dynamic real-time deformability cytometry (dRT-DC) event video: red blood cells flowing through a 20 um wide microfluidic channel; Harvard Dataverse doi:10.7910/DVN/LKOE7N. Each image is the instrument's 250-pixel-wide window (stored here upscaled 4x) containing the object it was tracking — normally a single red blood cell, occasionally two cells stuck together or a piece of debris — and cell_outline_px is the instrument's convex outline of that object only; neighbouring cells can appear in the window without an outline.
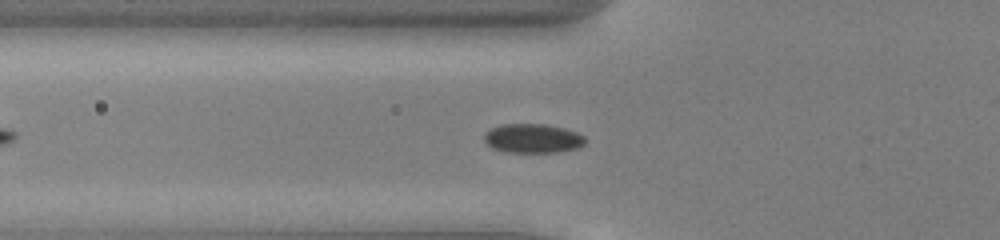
{"species": "common noctule bat (a hibernating species)", "species_latin": "Nyctalus noctula", "temperature_condition": "cold", "stored_images_in_passage": 39, "camera_frame_rate_fps": 3000, "um_per_image_px": 0.085, "animal": {"sex": "male", "body_mass_g": 13.0, "forearm_length_mm": 53.1}, "frame": {"image": 1, "passage_image": 12, "time_ms": 3.667, "image_size_px": [1000, 240], "cell_outline_px": [[584, 144], [576, 148], [556, 152], [504, 152], [492, 148], [484, 140], [484, 132], [500, 124], [544, 124], [564, 128], [576, 132], [584, 136]], "centroid_in_image_um": [45.24, 11.76], "position_along_channel_um": 80.6, "area_um2": 17.11}}
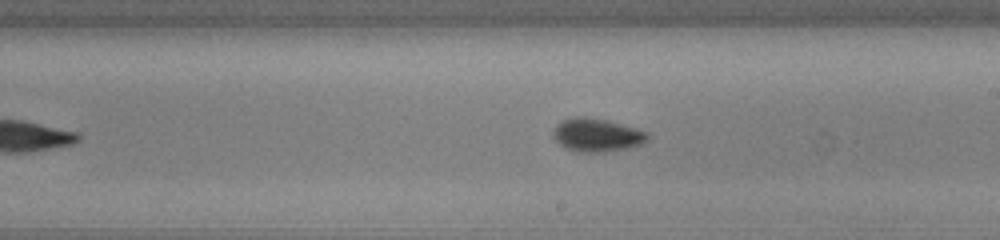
{"frame": {"image": 2, "passage_image": 24, "time_ms": 7.667, "image_size_px": [1000, 240], "cell_outline_px": [[648, 140], [640, 144], [624, 148], [604, 152], [576, 152], [564, 148], [552, 136], [552, 128], [556, 124], [564, 120], [576, 116], [584, 116], [608, 120], [636, 128], [648, 132]], "centroid_in_image_um": [50.68, 11.47], "position_along_channel_um": 238.3, "area_um2": 18.38}}
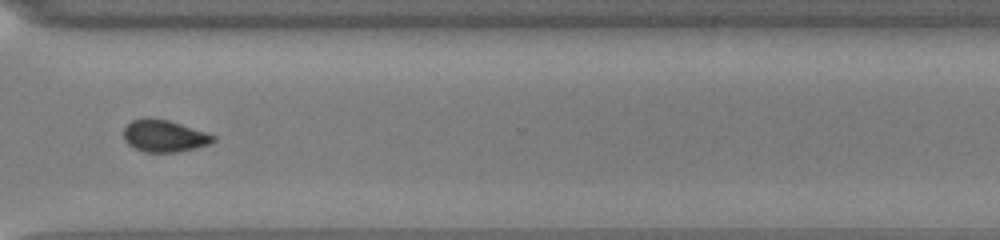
{"frame": {"image": 3, "passage_image": 33, "time_ms": 10.667, "image_size_px": [1000, 240], "cell_outline_px": [[216, 140], [208, 144], [176, 152], [144, 152], [128, 144], [124, 140], [124, 128], [132, 120], [148, 116], [152, 116], [168, 120], [216, 136]], "centroid_in_image_um": [13.91, 11.53], "position_along_channel_um": 356.7, "area_um2": 16.59}, "authors_computed_cell_mechanics": {"area_um2": 17.1088, "velocity_mm_per_s": 3.9407, "shape_relaxation_time_tau1_ms": 1.9205, "shape_relaxation_time_tau2_ms": 3.3117, "deformation_change_tau1": 0.0645, "deformation_change_tau2": 0.0509}}